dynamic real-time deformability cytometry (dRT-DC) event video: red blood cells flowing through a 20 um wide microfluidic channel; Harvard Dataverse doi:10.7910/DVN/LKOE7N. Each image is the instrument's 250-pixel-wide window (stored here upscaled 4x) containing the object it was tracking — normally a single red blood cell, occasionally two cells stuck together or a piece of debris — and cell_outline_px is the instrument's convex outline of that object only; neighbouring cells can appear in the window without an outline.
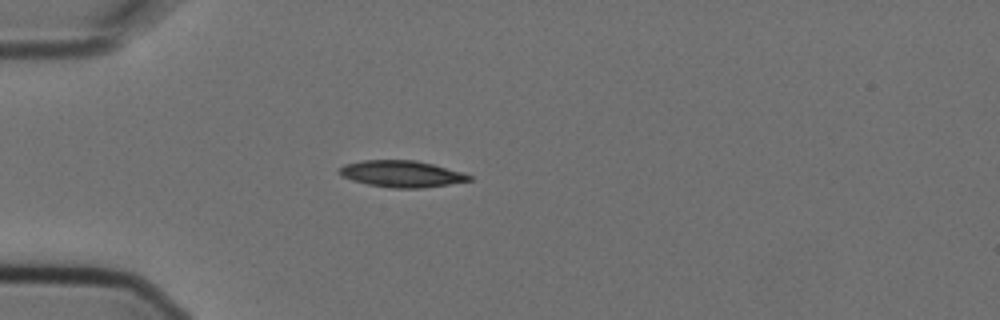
{"species": "Egyptian fruit bat (a non-hibernating species)", "species_latin": "Rousettus aegyptiacus", "temperature_condition": "cold", "stored_images_in_passage": 5, "camera_frame_rate_fps": 3000, "um_per_image_px": 0.085, "animal": {"sex": "female"}, "frame": {"image": 1, "passage_image": 4, "time_ms": 1.0, "image_size_px": [1000, 320], "cell_outline_px": [[472, 180], [424, 188], [392, 188], [368, 184], [352, 180], [344, 176], [340, 172], [340, 168], [344, 164], [364, 160], [416, 160], [432, 164], [460, 172], [472, 176]], "centroid_in_image_um": [34.14, 14.78], "position_along_channel_um": 50.9, "area_um2": 19.77}}